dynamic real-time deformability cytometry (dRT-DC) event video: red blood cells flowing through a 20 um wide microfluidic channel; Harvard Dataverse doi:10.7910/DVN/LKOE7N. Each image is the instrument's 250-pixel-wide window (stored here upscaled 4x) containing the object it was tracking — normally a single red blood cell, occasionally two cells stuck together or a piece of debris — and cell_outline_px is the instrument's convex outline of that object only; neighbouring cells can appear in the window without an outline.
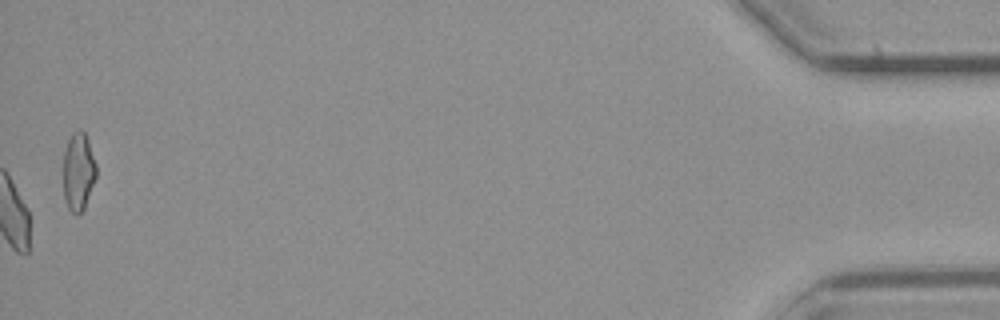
{"species": "common noctule bat (a hibernating species)", "species_latin": "Nyctalus noctula", "temperature_condition": "cold", "stored_images_in_passage": 56, "camera_frame_rate_fps": 3000, "um_per_image_px": 0.085, "animal": {"sex": "male", "body_mass_g": 23.1, "forearm_length_mm": 52.7}, "frame": {"image": 1, "passage_image": 56, "time_ms": 18.333, "image_size_px": [1000, 320], "cell_outline_px": [[96, 176], [84, 208], [80, 212], [72, 212], [68, 208], [64, 196], [64, 152], [68, 140], [72, 132], [80, 128], [84, 132], [88, 140], [96, 164]], "centroid_in_image_um": [6.66, 14.53], "position_along_channel_um": 428.5, "area_um2": 14.74}, "authors_computed_cell_mechanics": {"area_um2": 17.051, "velocity_mm_per_s": 3.7369, "shape_relaxation_time_tau1_ms": null, "shape_relaxation_time_tau2_ms": 5.7999, "deformation_change_tau1": null, "deformation_change_tau2": 0.0893}}